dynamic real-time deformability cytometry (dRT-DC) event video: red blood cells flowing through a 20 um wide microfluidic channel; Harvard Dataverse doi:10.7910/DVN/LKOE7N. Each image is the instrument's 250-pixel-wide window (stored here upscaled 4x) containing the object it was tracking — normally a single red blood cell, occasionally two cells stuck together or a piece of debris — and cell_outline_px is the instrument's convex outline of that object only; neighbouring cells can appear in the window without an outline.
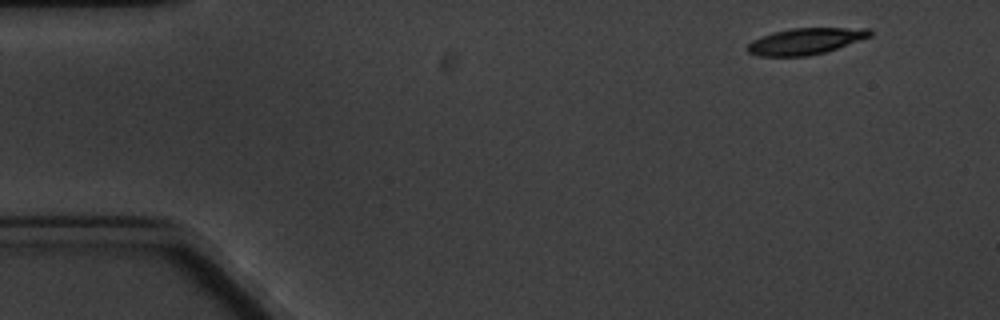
{"species": "common noctule bat (a hibernating species)", "species_latin": "Nyctalus noctula", "temperature_condition": "cold", "stored_images_in_passage": 7, "camera_frame_rate_fps": 3000, "um_per_image_px": 0.085, "animal": {"sex": "male", "body_mass_g": 20.1, "forearm_length_mm": 53.5}, "frame": {"image": 1, "passage_image": 1, "time_ms": 0.0, "image_size_px": [1000, 320], "cell_outline_px": [[872, 36], [824, 52], [808, 56], [760, 56], [748, 52], [744, 48], [752, 40], [772, 32], [792, 28], [868, 28], [872, 32]], "centroid_in_image_um": [68.43, 3.5], "position_along_channel_um": 16.6, "area_um2": 18.73}}
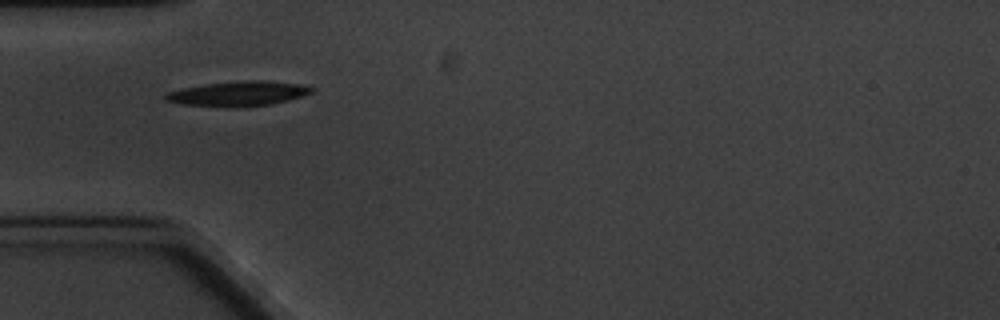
{"frame": {"image": 2, "passage_image": 5, "time_ms": 4.333, "image_size_px": [1000, 320], "cell_outline_px": [[316, 88], [312, 92], [288, 100], [272, 104], [236, 108], [180, 104], [164, 100], [160, 96], [168, 92], [184, 88], [204, 84], [244, 80], [264, 80], [296, 84]], "centroid_in_image_um": [20.19, 7.97], "position_along_channel_um": 64.8, "area_um2": 21.21}}
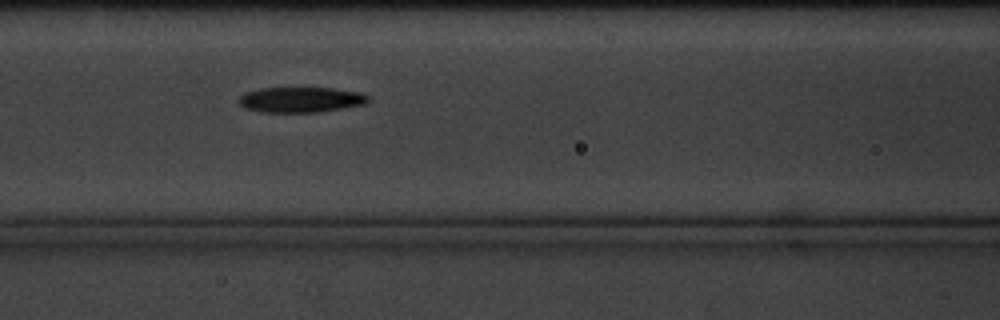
{"frame": {"image": 3, "passage_image": 7, "time_ms": 6.667, "image_size_px": [1000, 320], "cell_outline_px": [[368, 100], [364, 104], [316, 112], [264, 112], [244, 108], [236, 100], [244, 92], [260, 88], [332, 88], [364, 92], [368, 96]], "centroid_in_image_um": [25.53, 8.46], "position_along_channel_um": 141.1, "area_um2": 19.13}}